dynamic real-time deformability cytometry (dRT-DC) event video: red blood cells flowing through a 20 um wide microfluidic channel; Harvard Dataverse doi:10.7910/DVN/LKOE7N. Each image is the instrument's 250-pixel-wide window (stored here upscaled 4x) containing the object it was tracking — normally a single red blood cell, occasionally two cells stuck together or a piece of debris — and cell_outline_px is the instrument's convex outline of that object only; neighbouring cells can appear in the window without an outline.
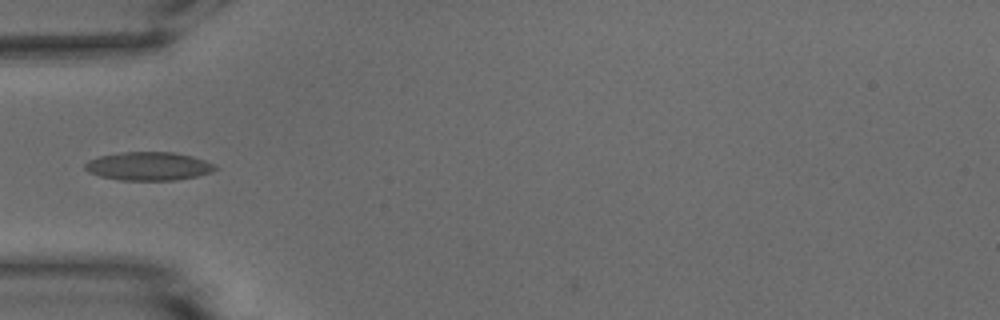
{"species": "common noctule bat (a hibernating species)", "species_latin": "Nyctalus noctula", "temperature_condition": "warm", "stored_images_in_passage": 3, "camera_frame_rate_fps": 3000, "um_per_image_px": 0.085, "animal": {"sex": "male", "body_mass_g": 15.6}, "frame": {"image": 1, "passage_image": 1, "time_ms": 0.0, "image_size_px": [1000, 320], "cell_outline_px": [[216, 168], [208, 172], [196, 176], [176, 180], [120, 180], [100, 176], [88, 172], [84, 168], [84, 164], [88, 160], [100, 156], [124, 152], [172, 152], [192, 156], [204, 160], [212, 164]], "centroid_in_image_um": [12.56, 14.12], "position_along_channel_um": 72.4, "area_um2": 21.27}}